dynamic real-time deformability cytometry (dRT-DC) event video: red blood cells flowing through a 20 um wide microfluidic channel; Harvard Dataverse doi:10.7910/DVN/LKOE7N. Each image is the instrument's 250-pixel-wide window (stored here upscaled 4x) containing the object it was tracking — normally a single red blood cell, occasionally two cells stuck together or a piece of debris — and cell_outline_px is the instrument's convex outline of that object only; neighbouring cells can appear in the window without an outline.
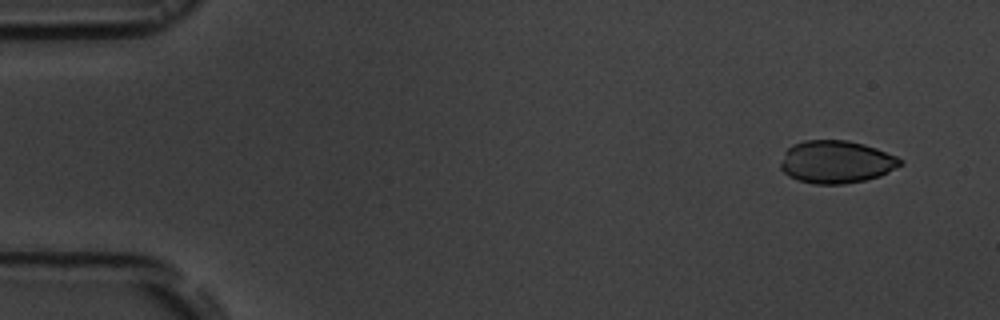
{"species": "common noctule bat (a hibernating species)", "species_latin": "Nyctalus noctula", "temperature_condition": "room temperature", "stored_images_in_passage": 5, "camera_frame_rate_fps": 3000, "um_per_image_px": 0.085, "animal": {"sex": "male", "body_mass_g": 19.5, "forearm_length_mm": 54.6}, "frame": {"image": 1, "passage_image": 1, "time_ms": 0.0, "image_size_px": [1000, 320], "cell_outline_px": [[904, 164], [880, 176], [864, 180], [844, 184], [816, 184], [800, 180], [788, 176], [780, 168], [780, 164], [784, 152], [792, 144], [804, 140], [848, 140], [864, 144], [876, 148], [896, 156], [904, 160]], "centroid_in_image_um": [71.09, 13.75], "position_along_channel_um": 13.9, "area_um2": 29.88}}